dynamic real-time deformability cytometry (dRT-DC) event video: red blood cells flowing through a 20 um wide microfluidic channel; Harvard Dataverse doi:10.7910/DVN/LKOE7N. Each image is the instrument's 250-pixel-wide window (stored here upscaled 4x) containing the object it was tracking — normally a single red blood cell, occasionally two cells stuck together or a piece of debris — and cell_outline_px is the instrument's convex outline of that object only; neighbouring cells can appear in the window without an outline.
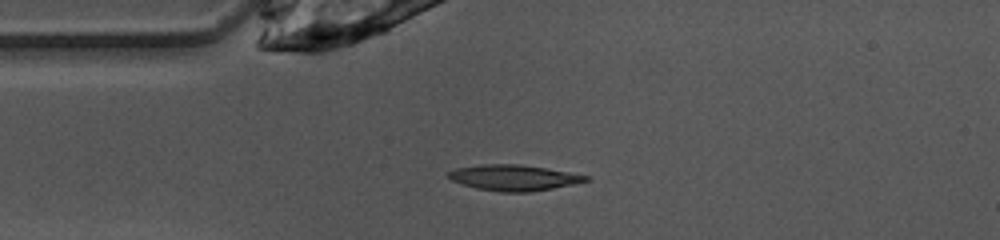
{"species": "common noctule bat (a hibernating species)", "species_latin": "Nyctalus noctula", "temperature_condition": "warm", "stored_images_in_passage": 39, "camera_frame_rate_fps": 3000, "um_per_image_px": 0.085, "animal": {"sex": "female", "body_mass_g": 10.0, "forearm_length_mm": 53.1}, "frame": {"image": 1, "passage_image": 1, "time_ms": 0.0, "image_size_px": [1000, 240], "cell_outline_px": [[588, 180], [572, 184], [532, 192], [500, 192], [476, 188], [452, 180], [448, 176], [448, 172], [456, 168], [480, 164], [520, 164], [568, 172], [588, 176]], "centroid_in_image_um": [43.63, 15.1], "position_along_channel_um": 41.4, "area_um2": 20.35}}
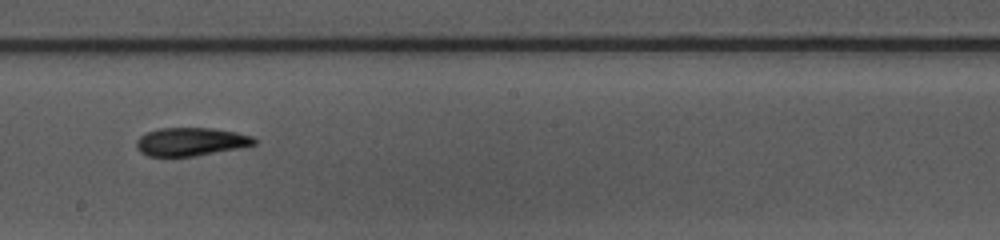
{"frame": {"image": 2, "passage_image": 16, "time_ms": 5.0, "image_size_px": [1000, 240], "cell_outline_px": [[256, 144], [240, 148], [196, 156], [148, 156], [140, 152], [136, 148], [136, 140], [144, 132], [160, 128], [212, 128], [236, 132], [252, 136], [256, 140]], "centroid_in_image_um": [16.2, 12.04], "position_along_channel_um": 232.0, "area_um2": 19.54}}
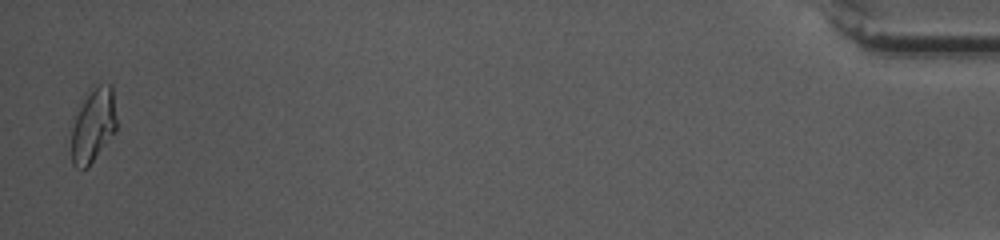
{"frame": {"image": 3, "passage_image": 38, "time_ms": 12.333, "image_size_px": [1000, 240], "cell_outline_px": [[116, 132], [88, 168], [76, 168], [72, 164], [72, 128], [76, 116], [84, 100], [96, 84], [112, 84], [116, 120]], "centroid_in_image_um": [7.95, 10.69], "position_along_channel_um": 427.3, "area_um2": 19.31}, "authors_computed_cell_mechanics": {"area_um2": 19.2474, "velocity_mm_per_s": 4.0202, "shape_relaxation_time_tau1_ms": 10.3047, "shape_relaxation_time_tau2_ms": 2.2496, "deformation_change_tau1": 0.2612, "deformation_change_tau2": 0.0898}}